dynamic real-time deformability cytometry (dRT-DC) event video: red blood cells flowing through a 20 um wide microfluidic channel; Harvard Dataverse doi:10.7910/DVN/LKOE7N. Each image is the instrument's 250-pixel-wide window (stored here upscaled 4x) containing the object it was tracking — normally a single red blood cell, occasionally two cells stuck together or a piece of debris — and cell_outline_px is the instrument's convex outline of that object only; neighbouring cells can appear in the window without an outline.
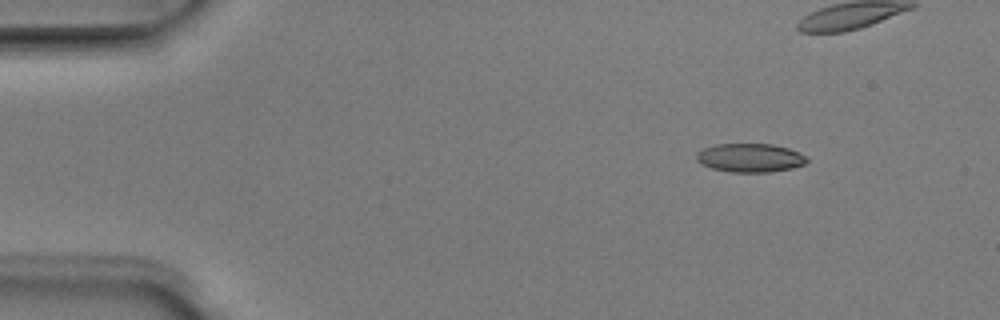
{"species": "Egyptian fruit bat (a non-hibernating species)", "species_latin": "Rousettus aegyptiacus", "temperature_condition": "room temperature", "stored_images_in_passage": 6, "camera_frame_rate_fps": 3000, "um_per_image_px": 0.085, "animal": {"sex": "male"}, "frame": {"image": 1, "passage_image": 1, "time_ms": 0.0, "image_size_px": [1000, 320], "cell_outline_px": [[808, 160], [804, 164], [792, 168], [768, 172], [732, 172], [712, 168], [696, 160], [696, 152], [704, 148], [716, 144], [772, 144], [788, 148], [800, 152], [808, 156]], "centroid_in_image_um": [63.78, 13.4], "position_along_channel_um": 21.2, "area_um2": 18.44}}
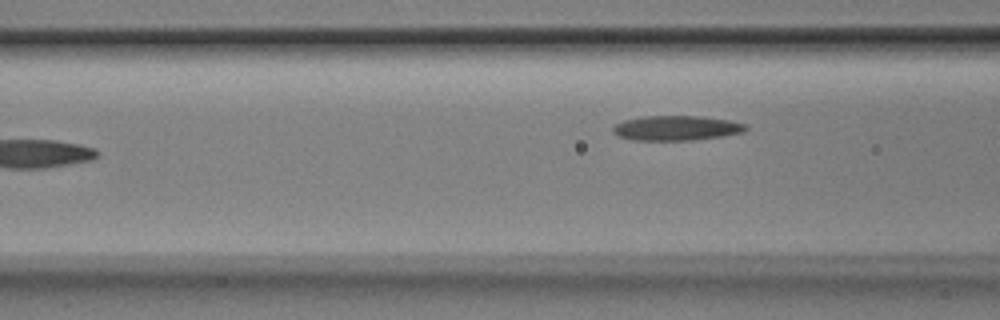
{"frame": {"image": 2, "passage_image": 6, "time_ms": 1.667, "image_size_px": [1000, 320], "cell_outline_px": [[748, 128], [744, 132], [724, 136], [692, 140], [632, 140], [616, 136], [612, 132], [612, 128], [616, 124], [624, 120], [644, 116], [700, 116], [728, 120], [744, 124]], "centroid_in_image_um": [57.46, 10.89], "position_along_channel_um": 109.1, "area_um2": 19.25}}